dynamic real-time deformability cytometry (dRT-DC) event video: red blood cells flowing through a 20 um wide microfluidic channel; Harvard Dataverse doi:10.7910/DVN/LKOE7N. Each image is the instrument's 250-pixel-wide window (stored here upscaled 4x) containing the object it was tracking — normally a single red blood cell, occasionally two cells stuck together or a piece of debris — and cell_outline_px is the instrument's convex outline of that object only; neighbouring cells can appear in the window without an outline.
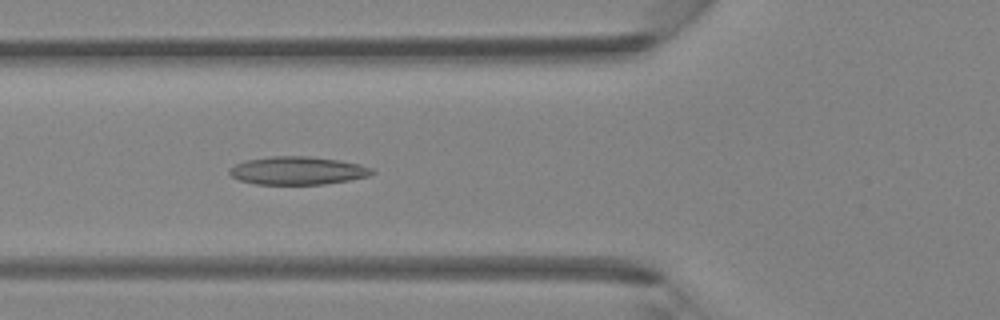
{"species": "Egyptian fruit bat (a non-hibernating species)", "species_latin": "Rousettus aegyptiacus", "temperature_condition": "room temperature", "stored_images_in_passage": 44, "camera_frame_rate_fps": 3000, "um_per_image_px": 0.085, "animal": {"sex": "female"}, "frame": {"image": 1, "passage_image": 16, "time_ms": 5.0, "image_size_px": [1000, 320], "cell_outline_px": [[376, 172], [368, 176], [348, 180], [324, 184], [256, 184], [240, 180], [232, 176], [228, 172], [228, 168], [244, 160], [272, 156], [308, 156], [336, 160], [360, 164], [372, 168]], "centroid_in_image_um": [25.27, 14.5], "position_along_channel_um": 100.5, "area_um2": 23.24}}
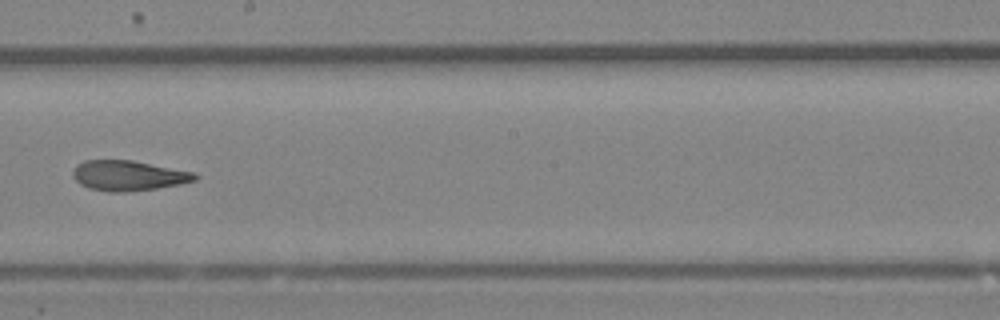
{"frame": {"image": 2, "passage_image": 25, "time_ms": 8.0, "image_size_px": [1000, 320], "cell_outline_px": [[200, 176], [196, 180], [180, 184], [156, 188], [124, 192], [108, 192], [88, 188], [80, 184], [72, 176], [72, 168], [76, 164], [84, 160], [132, 160], [196, 172]], "centroid_in_image_um": [10.9, 14.92], "position_along_channel_um": 237.3, "area_um2": 21.73}}
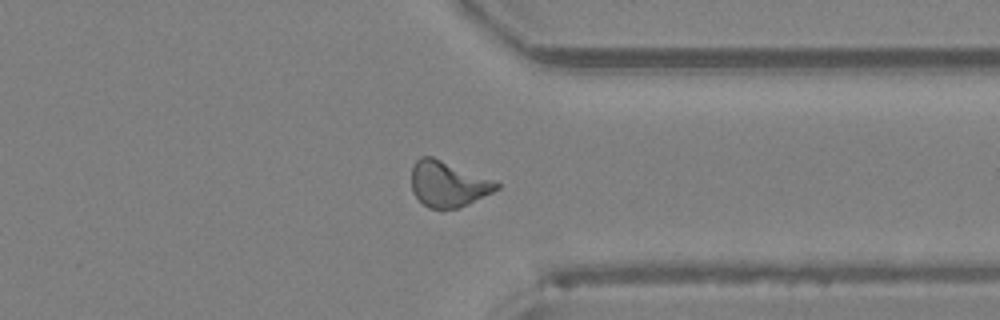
{"frame": {"image": 3, "passage_image": 34, "time_ms": 11.0, "image_size_px": [1000, 320], "cell_outline_px": [[500, 188], [468, 204], [456, 208], [428, 208], [412, 192], [412, 164], [420, 156], [432, 156], [500, 184]], "centroid_in_image_um": [38.03, 15.64], "position_along_channel_um": 373.4, "area_um2": 22.08}}